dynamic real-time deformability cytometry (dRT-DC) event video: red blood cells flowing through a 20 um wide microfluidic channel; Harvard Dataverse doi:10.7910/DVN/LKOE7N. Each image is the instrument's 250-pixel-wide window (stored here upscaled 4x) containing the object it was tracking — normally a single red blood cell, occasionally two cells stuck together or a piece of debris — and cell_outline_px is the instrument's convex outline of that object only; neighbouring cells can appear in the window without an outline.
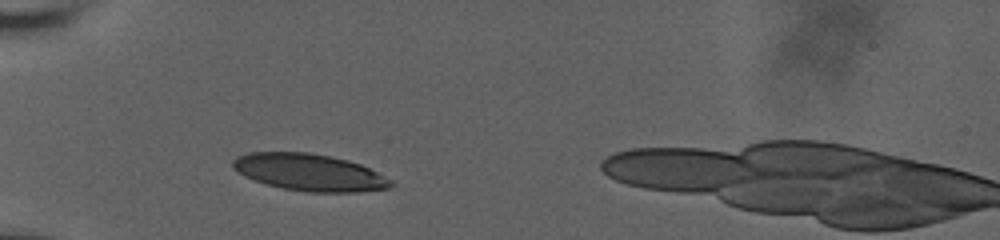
{"species": "human", "species_latin": "Homo sapiens", "temperature_condition": "room temperature", "stored_images_in_passage": 10, "camera_frame_rate_fps": 3000, "um_per_image_px": 0.085, "donor": {"sex": "male"}, "frame": {"image": 1, "passage_image": 4, "time_ms": 1.0, "image_size_px": [1000, 240], "cell_outline_px": [[396, 184], [388, 188], [356, 192], [308, 192], [284, 188], [268, 184], [244, 176], [232, 168], [232, 160], [236, 156], [248, 152], [308, 152], [332, 156], [348, 160], [360, 164], [392, 180]], "centroid_in_image_um": [26.28, 14.64], "position_along_channel_um": 58.7, "area_um2": 33.99}}
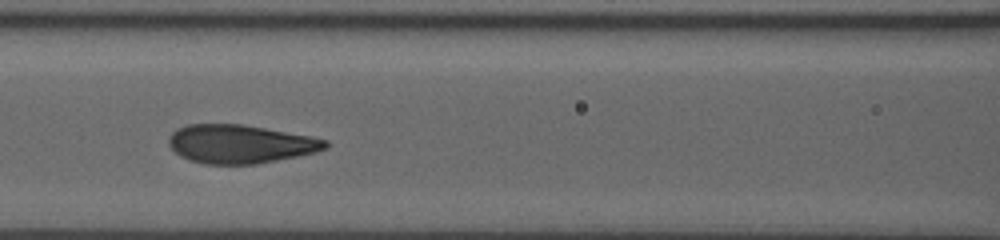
{"frame": {"image": 2, "passage_image": 7, "time_ms": 2.0, "image_size_px": [1000, 240], "cell_outline_px": [[328, 148], [316, 152], [256, 164], [204, 164], [180, 156], [168, 144], [168, 136], [176, 128], [188, 124], [240, 124], [312, 136], [328, 140]], "centroid_in_image_um": [20.41, 12.23], "position_along_channel_um": 146.2, "area_um2": 35.14}}
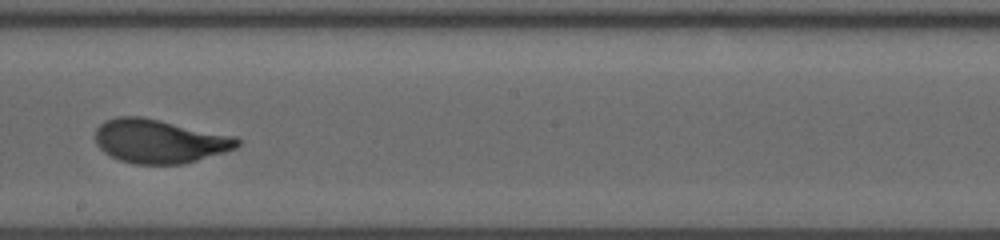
{"frame": {"image": 3, "passage_image": 9, "time_ms": 2.667, "image_size_px": [1000, 240], "cell_outline_px": [[240, 144], [236, 148], [224, 152], [184, 164], [132, 164], [120, 160], [104, 152], [96, 144], [96, 128], [100, 124], [116, 116], [140, 116], [160, 120], [236, 136], [240, 140]], "centroid_in_image_um": [13.56, 12.0], "position_along_channel_um": 234.6, "area_um2": 36.18}}